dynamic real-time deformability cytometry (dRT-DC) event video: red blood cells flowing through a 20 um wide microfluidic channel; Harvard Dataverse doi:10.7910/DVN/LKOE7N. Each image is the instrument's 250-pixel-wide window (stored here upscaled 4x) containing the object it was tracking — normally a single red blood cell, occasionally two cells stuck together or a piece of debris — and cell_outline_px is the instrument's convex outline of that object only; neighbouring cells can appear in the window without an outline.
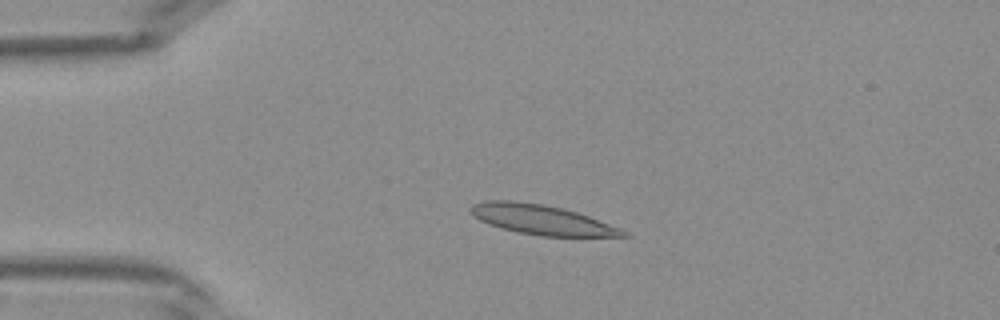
{"species": "Egyptian fruit bat (a non-hibernating species)", "species_latin": "Rousettus aegyptiacus", "temperature_condition": "warm", "stored_images_in_passage": 41, "camera_frame_rate_fps": 3000, "um_per_image_px": 0.085, "frame": {"image": 1, "passage_image": 9, "time_ms": 2.667, "image_size_px": [1000, 320], "cell_outline_px": [[628, 236], [540, 236], [516, 232], [500, 228], [488, 224], [480, 220], [468, 212], [468, 208], [472, 204], [484, 200], [512, 200], [544, 204], [564, 208], [588, 216], [620, 228], [628, 232]], "centroid_in_image_um": [45.96, 18.66], "position_along_channel_um": 39.0, "area_um2": 26.59}}
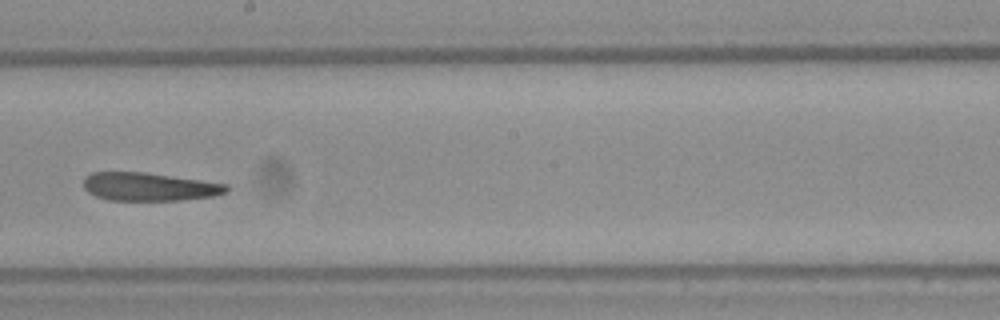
{"frame": {"image": 2, "passage_image": 23, "time_ms": 7.333, "image_size_px": [1000, 320], "cell_outline_px": [[228, 188], [224, 192], [212, 196], [180, 200], [108, 200], [96, 196], [88, 192], [84, 188], [84, 176], [92, 172], [144, 172], [228, 184]], "centroid_in_image_um": [12.63, 15.87], "position_along_channel_um": 235.6, "area_um2": 23.29}}
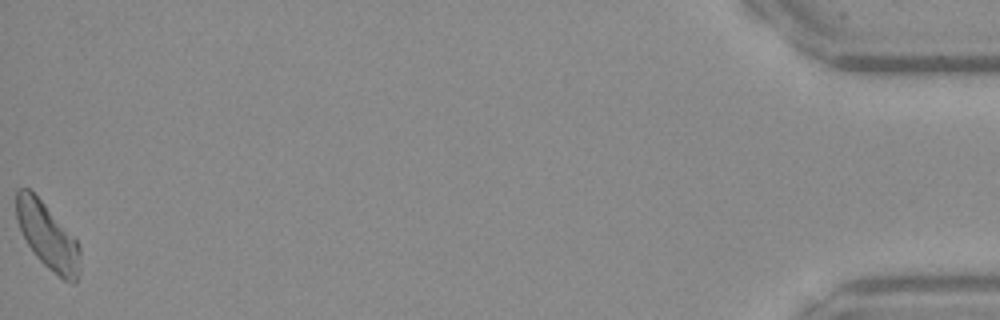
{"frame": {"image": 3, "passage_image": 41, "time_ms": 13.333, "image_size_px": [1000, 320], "cell_outline_px": [[80, 272], [76, 280], [72, 284], [64, 280], [48, 268], [36, 256], [28, 244], [16, 220], [16, 192], [20, 188], [28, 188], [44, 204], [76, 240], [80, 248]], "centroid_in_image_um": [4.05, 20.1], "position_along_channel_um": 431.2, "area_um2": 23.99}}